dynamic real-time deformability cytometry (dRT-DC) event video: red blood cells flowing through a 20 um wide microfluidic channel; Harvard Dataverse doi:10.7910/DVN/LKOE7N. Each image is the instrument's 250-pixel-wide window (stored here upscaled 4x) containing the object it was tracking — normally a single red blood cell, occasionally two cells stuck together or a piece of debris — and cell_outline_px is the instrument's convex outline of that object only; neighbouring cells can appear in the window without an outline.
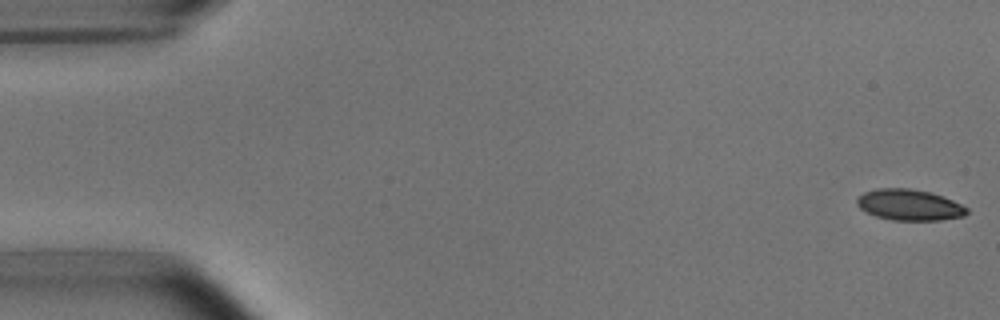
{"species": "common noctule bat (a hibernating species)", "species_latin": "Nyctalus noctula", "temperature_condition": "room temperature", "stored_images_in_passage": 53, "camera_frame_rate_fps": 3000, "um_per_image_px": 0.085, "animal": {"sex": "male", "body_mass_g": 15.6}, "frame": {"image": 1, "passage_image": 1, "time_ms": 0.0, "image_size_px": [1000, 320], "cell_outline_px": [[968, 212], [964, 216], [940, 220], [892, 220], [876, 216], [860, 208], [856, 204], [856, 200], [864, 192], [876, 188], [908, 188], [928, 192], [952, 200], [968, 208]], "centroid_in_image_um": [77.28, 17.42], "position_along_channel_um": 7.7, "area_um2": 19.65}}
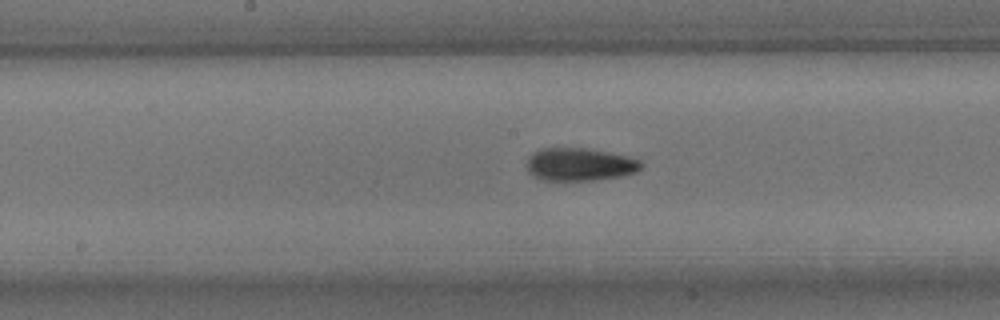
{"frame": {"image": 2, "passage_image": 27, "time_ms": 8.667, "image_size_px": [1000, 320], "cell_outline_px": [[644, 164], [636, 172], [620, 176], [592, 180], [540, 180], [532, 176], [528, 172], [528, 156], [532, 152], [540, 148], [588, 148], [628, 156], [640, 160]], "centroid_in_image_um": [49.25, 13.97], "position_along_channel_um": 198.9, "area_um2": 22.02}}
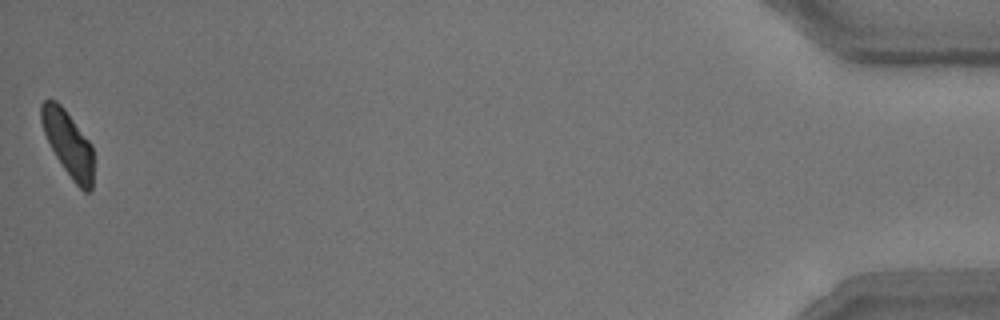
{"frame": {"image": 3, "passage_image": 53, "time_ms": 17.333, "image_size_px": [1000, 320], "cell_outline_px": [[92, 188], [88, 192], [84, 192], [72, 180], [56, 156], [44, 132], [40, 120], [40, 104], [44, 100], [56, 100], [64, 108], [92, 144]], "centroid_in_image_um": [5.78, 12.17], "position_along_channel_um": 429.4, "area_um2": 19.59}, "authors_computed_cell_mechanics": {"area_um2": 20.8658, "velocity_mm_per_s": 3.7482, "shape_relaxation_time_tau1_ms": 3.9828, "shape_relaxation_time_tau2_ms": 2.4326, "deformation_change_tau1": 0.1419, "deformation_change_tau2": 0.0716}}